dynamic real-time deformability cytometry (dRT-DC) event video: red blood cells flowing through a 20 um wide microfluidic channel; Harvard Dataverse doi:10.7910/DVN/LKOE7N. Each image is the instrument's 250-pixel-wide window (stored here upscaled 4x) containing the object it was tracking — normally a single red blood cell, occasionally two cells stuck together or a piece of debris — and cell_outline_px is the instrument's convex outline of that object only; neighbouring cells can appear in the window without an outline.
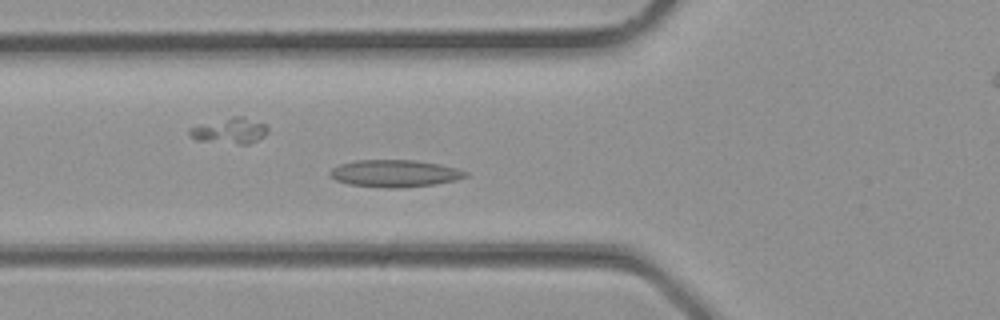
{"species": "common noctule bat (a hibernating species)", "species_latin": "Nyctalus noctula", "temperature_condition": "room temperature", "stored_images_in_passage": 33, "camera_frame_rate_fps": 3000, "um_per_image_px": 0.085, "animal": {"sex": "male", "body_mass_g": 23.1, "forearm_length_mm": 52.7}, "frame": {"image": 1, "passage_image": 10, "time_ms": 3.0, "image_size_px": [1000, 320], "cell_outline_px": [[468, 176], [456, 180], [436, 184], [400, 188], [388, 188], [348, 184], [336, 180], [328, 176], [328, 172], [332, 168], [340, 164], [356, 160], [416, 160], [440, 164], [456, 168], [468, 172]], "centroid_in_image_um": [33.55, 14.74], "position_along_channel_um": 92.3, "area_um2": 21.62}}
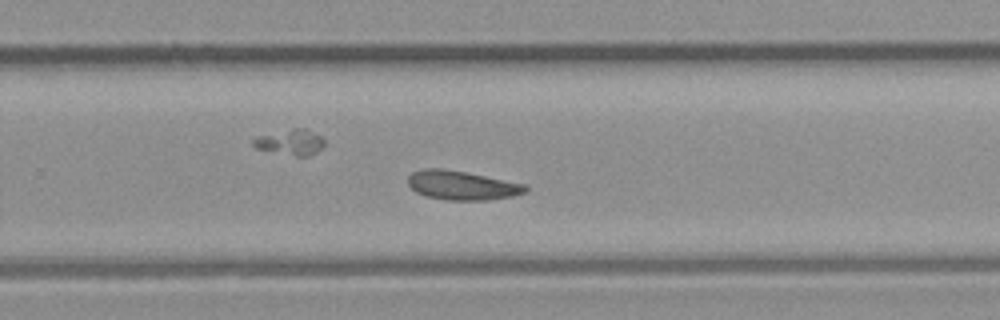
{"frame": {"image": 2, "passage_image": 20, "time_ms": 6.333, "image_size_px": [1000, 320], "cell_outline_px": [[528, 192], [512, 196], [488, 200], [448, 200], [424, 196], [416, 192], [408, 184], [408, 176], [412, 172], [424, 168], [444, 168], [528, 184]], "centroid_in_image_um": [39.29, 15.75], "position_along_channel_um": 290.5, "area_um2": 20.11}}
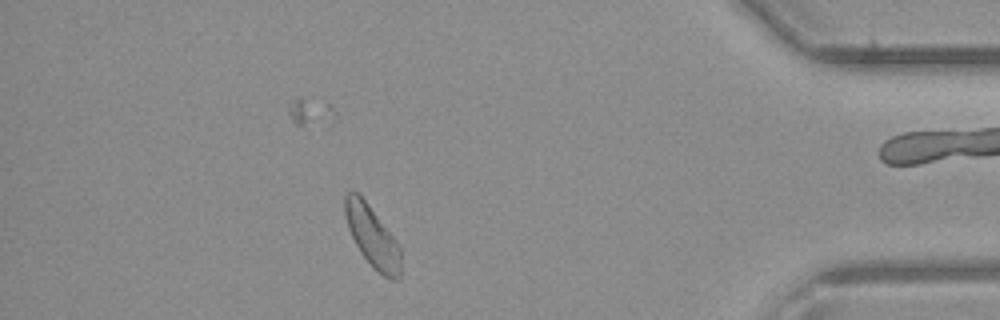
{"frame": {"image": 3, "passage_image": 28, "time_ms": 9.0, "image_size_px": [1000, 320], "cell_outline_px": [[400, 280], [392, 280], [384, 276], [360, 252], [348, 228], [344, 216], [344, 196], [348, 192], [356, 192], [368, 204], [392, 236], [400, 248]], "centroid_in_image_um": [31.62, 20.1], "position_along_channel_um": 403.6, "area_um2": 19.25}}